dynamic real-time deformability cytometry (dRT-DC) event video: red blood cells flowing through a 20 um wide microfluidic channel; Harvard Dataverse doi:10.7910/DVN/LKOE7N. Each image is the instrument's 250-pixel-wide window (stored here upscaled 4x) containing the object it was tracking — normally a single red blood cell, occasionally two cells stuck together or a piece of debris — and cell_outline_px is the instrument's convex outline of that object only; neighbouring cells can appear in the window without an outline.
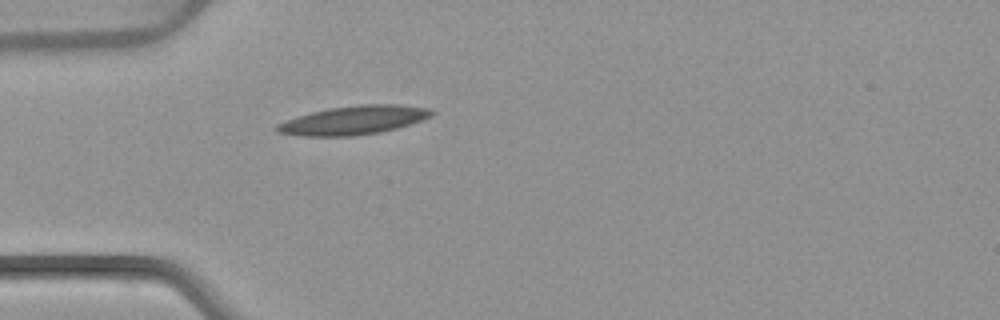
{"species": "common noctule bat (a hibernating species)", "species_latin": "Nyctalus noctula", "temperature_condition": "warm", "stored_images_in_passage": 1, "camera_frame_rate_fps": 3000, "um_per_image_px": 0.085, "animal": {"sex": "female", "body_mass_g": 22.7, "forearm_length_mm": 54.2}, "frame": {"image": 1, "passage_image": 1, "time_ms": 0.0, "image_size_px": [1000, 320], "cell_outline_px": [[436, 112], [432, 116], [396, 128], [380, 132], [352, 136], [300, 136], [276, 132], [276, 124], [312, 112], [328, 108], [360, 104], [396, 104], [432, 108]], "centroid_in_image_um": [30.09, 10.21], "position_along_channel_um": 54.9, "area_um2": 25.78}}